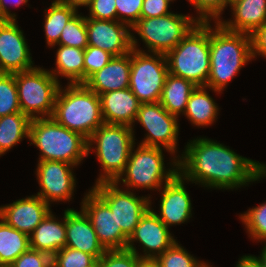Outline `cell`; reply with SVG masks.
Returning a JSON list of instances; mask_svg holds the SVG:
<instances>
[{"label":"cell","instance_id":"c3c4849f","mask_svg":"<svg viewBox=\"0 0 266 267\" xmlns=\"http://www.w3.org/2000/svg\"><path fill=\"white\" fill-rule=\"evenodd\" d=\"M259 259L262 261L264 267H266V243H265V247L262 250V254H260Z\"/></svg>","mask_w":266,"mask_h":267},{"label":"cell","instance_id":"4316f807","mask_svg":"<svg viewBox=\"0 0 266 267\" xmlns=\"http://www.w3.org/2000/svg\"><path fill=\"white\" fill-rule=\"evenodd\" d=\"M206 89V86H197L191 92L183 114L198 127L213 124L219 111L214 99Z\"/></svg>","mask_w":266,"mask_h":267},{"label":"cell","instance_id":"7dc6e473","mask_svg":"<svg viewBox=\"0 0 266 267\" xmlns=\"http://www.w3.org/2000/svg\"><path fill=\"white\" fill-rule=\"evenodd\" d=\"M138 267H161L156 258H140Z\"/></svg>","mask_w":266,"mask_h":267},{"label":"cell","instance_id":"1f68e13d","mask_svg":"<svg viewBox=\"0 0 266 267\" xmlns=\"http://www.w3.org/2000/svg\"><path fill=\"white\" fill-rule=\"evenodd\" d=\"M57 45L85 49L88 46L85 16L76 14L63 28Z\"/></svg>","mask_w":266,"mask_h":267},{"label":"cell","instance_id":"ba28073f","mask_svg":"<svg viewBox=\"0 0 266 267\" xmlns=\"http://www.w3.org/2000/svg\"><path fill=\"white\" fill-rule=\"evenodd\" d=\"M14 75L21 112L31 119L51 117L61 86L59 80L49 70L40 67Z\"/></svg>","mask_w":266,"mask_h":267},{"label":"cell","instance_id":"8d00e7d4","mask_svg":"<svg viewBox=\"0 0 266 267\" xmlns=\"http://www.w3.org/2000/svg\"><path fill=\"white\" fill-rule=\"evenodd\" d=\"M113 55L100 48L88 45L84 49V82L95 72L101 70Z\"/></svg>","mask_w":266,"mask_h":267},{"label":"cell","instance_id":"ac0fdd59","mask_svg":"<svg viewBox=\"0 0 266 267\" xmlns=\"http://www.w3.org/2000/svg\"><path fill=\"white\" fill-rule=\"evenodd\" d=\"M50 212V205L37 195L22 198L0 207L1 219L9 226L30 236Z\"/></svg>","mask_w":266,"mask_h":267},{"label":"cell","instance_id":"60d3db41","mask_svg":"<svg viewBox=\"0 0 266 267\" xmlns=\"http://www.w3.org/2000/svg\"><path fill=\"white\" fill-rule=\"evenodd\" d=\"M89 7L88 18L98 20H117V10L115 0H92Z\"/></svg>","mask_w":266,"mask_h":267},{"label":"cell","instance_id":"83f0119b","mask_svg":"<svg viewBox=\"0 0 266 267\" xmlns=\"http://www.w3.org/2000/svg\"><path fill=\"white\" fill-rule=\"evenodd\" d=\"M31 120L22 112L0 117V156L24 137L29 139Z\"/></svg>","mask_w":266,"mask_h":267},{"label":"cell","instance_id":"8992f818","mask_svg":"<svg viewBox=\"0 0 266 267\" xmlns=\"http://www.w3.org/2000/svg\"><path fill=\"white\" fill-rule=\"evenodd\" d=\"M104 173L96 181L115 182L124 172L135 144L133 126L102 124L88 139V155L93 144Z\"/></svg>","mask_w":266,"mask_h":267},{"label":"cell","instance_id":"f546056e","mask_svg":"<svg viewBox=\"0 0 266 267\" xmlns=\"http://www.w3.org/2000/svg\"><path fill=\"white\" fill-rule=\"evenodd\" d=\"M45 12L46 41L48 46L53 47L59 42L63 28L78 12L77 9L57 1H53Z\"/></svg>","mask_w":266,"mask_h":267},{"label":"cell","instance_id":"d4e9b609","mask_svg":"<svg viewBox=\"0 0 266 267\" xmlns=\"http://www.w3.org/2000/svg\"><path fill=\"white\" fill-rule=\"evenodd\" d=\"M197 86L182 77L167 74L160 104L170 114L178 117L184 114L191 92Z\"/></svg>","mask_w":266,"mask_h":267},{"label":"cell","instance_id":"5b68a950","mask_svg":"<svg viewBox=\"0 0 266 267\" xmlns=\"http://www.w3.org/2000/svg\"><path fill=\"white\" fill-rule=\"evenodd\" d=\"M165 57L170 74L196 86H206L210 71V24L198 22Z\"/></svg>","mask_w":266,"mask_h":267},{"label":"cell","instance_id":"836d02e7","mask_svg":"<svg viewBox=\"0 0 266 267\" xmlns=\"http://www.w3.org/2000/svg\"><path fill=\"white\" fill-rule=\"evenodd\" d=\"M240 219L251 238L266 242V202L241 214Z\"/></svg>","mask_w":266,"mask_h":267},{"label":"cell","instance_id":"3957f363","mask_svg":"<svg viewBox=\"0 0 266 267\" xmlns=\"http://www.w3.org/2000/svg\"><path fill=\"white\" fill-rule=\"evenodd\" d=\"M51 117L87 140L104 124L100 97L84 84H68L64 90L60 87Z\"/></svg>","mask_w":266,"mask_h":267},{"label":"cell","instance_id":"2e32d148","mask_svg":"<svg viewBox=\"0 0 266 267\" xmlns=\"http://www.w3.org/2000/svg\"><path fill=\"white\" fill-rule=\"evenodd\" d=\"M28 44L16 20L0 21V73L33 69Z\"/></svg>","mask_w":266,"mask_h":267},{"label":"cell","instance_id":"d6986e66","mask_svg":"<svg viewBox=\"0 0 266 267\" xmlns=\"http://www.w3.org/2000/svg\"><path fill=\"white\" fill-rule=\"evenodd\" d=\"M184 177L178 172L162 187L160 214L156 215L169 228L191 218L192 204L184 186Z\"/></svg>","mask_w":266,"mask_h":267},{"label":"cell","instance_id":"74e56055","mask_svg":"<svg viewBox=\"0 0 266 267\" xmlns=\"http://www.w3.org/2000/svg\"><path fill=\"white\" fill-rule=\"evenodd\" d=\"M199 11L198 22L210 23L211 18L215 19V23L221 21L220 14L226 7V0H188Z\"/></svg>","mask_w":266,"mask_h":267},{"label":"cell","instance_id":"f1b7e54d","mask_svg":"<svg viewBox=\"0 0 266 267\" xmlns=\"http://www.w3.org/2000/svg\"><path fill=\"white\" fill-rule=\"evenodd\" d=\"M0 220V264L11 265L30 248V240L27 234Z\"/></svg>","mask_w":266,"mask_h":267},{"label":"cell","instance_id":"4fadbf2b","mask_svg":"<svg viewBox=\"0 0 266 267\" xmlns=\"http://www.w3.org/2000/svg\"><path fill=\"white\" fill-rule=\"evenodd\" d=\"M81 210L89 218L96 236L106 250L126 249L129 237L117 227L115 214L91 189L81 202Z\"/></svg>","mask_w":266,"mask_h":267},{"label":"cell","instance_id":"d6a6232c","mask_svg":"<svg viewBox=\"0 0 266 267\" xmlns=\"http://www.w3.org/2000/svg\"><path fill=\"white\" fill-rule=\"evenodd\" d=\"M97 259L88 253L69 247L60 249L52 257L53 267H97Z\"/></svg>","mask_w":266,"mask_h":267},{"label":"cell","instance_id":"9a60e30c","mask_svg":"<svg viewBox=\"0 0 266 267\" xmlns=\"http://www.w3.org/2000/svg\"><path fill=\"white\" fill-rule=\"evenodd\" d=\"M141 243L144 255H139L134 242ZM176 239L171 236L168 227L158 218L156 212L150 207L141 217L134 232L129 236L126 249L134 252L140 258H156L166 251Z\"/></svg>","mask_w":266,"mask_h":267},{"label":"cell","instance_id":"e575fe53","mask_svg":"<svg viewBox=\"0 0 266 267\" xmlns=\"http://www.w3.org/2000/svg\"><path fill=\"white\" fill-rule=\"evenodd\" d=\"M161 267H197L201 261H197L184 247L176 241L162 254L156 257Z\"/></svg>","mask_w":266,"mask_h":267},{"label":"cell","instance_id":"7bdbcfd3","mask_svg":"<svg viewBox=\"0 0 266 267\" xmlns=\"http://www.w3.org/2000/svg\"><path fill=\"white\" fill-rule=\"evenodd\" d=\"M252 58L257 55L266 57V23L257 28L251 35ZM257 54V55H256Z\"/></svg>","mask_w":266,"mask_h":267},{"label":"cell","instance_id":"f6af8a7d","mask_svg":"<svg viewBox=\"0 0 266 267\" xmlns=\"http://www.w3.org/2000/svg\"><path fill=\"white\" fill-rule=\"evenodd\" d=\"M236 267H264V265L259 259V256L245 255L239 259Z\"/></svg>","mask_w":266,"mask_h":267},{"label":"cell","instance_id":"9c48e42d","mask_svg":"<svg viewBox=\"0 0 266 267\" xmlns=\"http://www.w3.org/2000/svg\"><path fill=\"white\" fill-rule=\"evenodd\" d=\"M131 70L129 89L141 103L160 102L168 66L165 54L137 49V39L131 35Z\"/></svg>","mask_w":266,"mask_h":267},{"label":"cell","instance_id":"5bb4252c","mask_svg":"<svg viewBox=\"0 0 266 267\" xmlns=\"http://www.w3.org/2000/svg\"><path fill=\"white\" fill-rule=\"evenodd\" d=\"M38 162L36 175L41 190L36 195L49 205L53 201L70 200L76 187L74 165L62 161Z\"/></svg>","mask_w":266,"mask_h":267},{"label":"cell","instance_id":"cb8c5ba5","mask_svg":"<svg viewBox=\"0 0 266 267\" xmlns=\"http://www.w3.org/2000/svg\"><path fill=\"white\" fill-rule=\"evenodd\" d=\"M231 9L235 18L219 22L226 30L251 35L266 23V0H241Z\"/></svg>","mask_w":266,"mask_h":267},{"label":"cell","instance_id":"7c38bea8","mask_svg":"<svg viewBox=\"0 0 266 267\" xmlns=\"http://www.w3.org/2000/svg\"><path fill=\"white\" fill-rule=\"evenodd\" d=\"M135 121L148 131L141 145L162 146L170 154H175L179 132L177 116L165 110L160 102L141 103Z\"/></svg>","mask_w":266,"mask_h":267},{"label":"cell","instance_id":"52a82bcc","mask_svg":"<svg viewBox=\"0 0 266 267\" xmlns=\"http://www.w3.org/2000/svg\"><path fill=\"white\" fill-rule=\"evenodd\" d=\"M134 146L131 148L124 172L115 183L119 185L122 180L123 184L127 186V190L129 187H135L157 189L160 192L162 185L169 182L179 172L178 160L174 157L173 169L167 171L164 166L162 147L139 144L137 150H134Z\"/></svg>","mask_w":266,"mask_h":267},{"label":"cell","instance_id":"b9f144b4","mask_svg":"<svg viewBox=\"0 0 266 267\" xmlns=\"http://www.w3.org/2000/svg\"><path fill=\"white\" fill-rule=\"evenodd\" d=\"M166 0H144L140 18H153L162 17L171 13L168 8L170 7Z\"/></svg>","mask_w":266,"mask_h":267},{"label":"cell","instance_id":"4dcf8cb0","mask_svg":"<svg viewBox=\"0 0 266 267\" xmlns=\"http://www.w3.org/2000/svg\"><path fill=\"white\" fill-rule=\"evenodd\" d=\"M21 112L14 73H0V117Z\"/></svg>","mask_w":266,"mask_h":267},{"label":"cell","instance_id":"681fc988","mask_svg":"<svg viewBox=\"0 0 266 267\" xmlns=\"http://www.w3.org/2000/svg\"><path fill=\"white\" fill-rule=\"evenodd\" d=\"M241 0H226V7L229 6L231 7L232 5H234L235 3L239 2Z\"/></svg>","mask_w":266,"mask_h":267},{"label":"cell","instance_id":"277c9868","mask_svg":"<svg viewBox=\"0 0 266 267\" xmlns=\"http://www.w3.org/2000/svg\"><path fill=\"white\" fill-rule=\"evenodd\" d=\"M29 140L41 151L39 161H62L78 166L88 156V140L52 117L33 118Z\"/></svg>","mask_w":266,"mask_h":267},{"label":"cell","instance_id":"f907efd6","mask_svg":"<svg viewBox=\"0 0 266 267\" xmlns=\"http://www.w3.org/2000/svg\"><path fill=\"white\" fill-rule=\"evenodd\" d=\"M197 267H210V266H208V264L205 262H200V264Z\"/></svg>","mask_w":266,"mask_h":267},{"label":"cell","instance_id":"f35d334b","mask_svg":"<svg viewBox=\"0 0 266 267\" xmlns=\"http://www.w3.org/2000/svg\"><path fill=\"white\" fill-rule=\"evenodd\" d=\"M143 1L144 0H115L117 21L131 28L140 19Z\"/></svg>","mask_w":266,"mask_h":267},{"label":"cell","instance_id":"7402d4cb","mask_svg":"<svg viewBox=\"0 0 266 267\" xmlns=\"http://www.w3.org/2000/svg\"><path fill=\"white\" fill-rule=\"evenodd\" d=\"M99 97L105 124L127 125L132 127L141 102L129 88L103 93Z\"/></svg>","mask_w":266,"mask_h":267},{"label":"cell","instance_id":"44dd1931","mask_svg":"<svg viewBox=\"0 0 266 267\" xmlns=\"http://www.w3.org/2000/svg\"><path fill=\"white\" fill-rule=\"evenodd\" d=\"M131 52L113 58L83 84L98 96L114 90L129 88Z\"/></svg>","mask_w":266,"mask_h":267},{"label":"cell","instance_id":"bcb514c9","mask_svg":"<svg viewBox=\"0 0 266 267\" xmlns=\"http://www.w3.org/2000/svg\"><path fill=\"white\" fill-rule=\"evenodd\" d=\"M61 4L68 5L75 9H78L79 6H88L92 0H55Z\"/></svg>","mask_w":266,"mask_h":267},{"label":"cell","instance_id":"d590c367","mask_svg":"<svg viewBox=\"0 0 266 267\" xmlns=\"http://www.w3.org/2000/svg\"><path fill=\"white\" fill-rule=\"evenodd\" d=\"M138 257L134 252L107 250L97 261V267H138Z\"/></svg>","mask_w":266,"mask_h":267},{"label":"cell","instance_id":"484cf974","mask_svg":"<svg viewBox=\"0 0 266 267\" xmlns=\"http://www.w3.org/2000/svg\"><path fill=\"white\" fill-rule=\"evenodd\" d=\"M56 68L49 71L57 80L58 75L70 80L69 84L84 83V49L58 45ZM58 74V75H57Z\"/></svg>","mask_w":266,"mask_h":267},{"label":"cell","instance_id":"816d5d0a","mask_svg":"<svg viewBox=\"0 0 266 267\" xmlns=\"http://www.w3.org/2000/svg\"><path fill=\"white\" fill-rule=\"evenodd\" d=\"M0 267H11V265L0 264Z\"/></svg>","mask_w":266,"mask_h":267},{"label":"cell","instance_id":"7a4b0ae2","mask_svg":"<svg viewBox=\"0 0 266 267\" xmlns=\"http://www.w3.org/2000/svg\"><path fill=\"white\" fill-rule=\"evenodd\" d=\"M214 30V31H213ZM252 58L251 37L210 25V71L206 87L221 92Z\"/></svg>","mask_w":266,"mask_h":267},{"label":"cell","instance_id":"8fae6325","mask_svg":"<svg viewBox=\"0 0 266 267\" xmlns=\"http://www.w3.org/2000/svg\"><path fill=\"white\" fill-rule=\"evenodd\" d=\"M92 190L109 206L115 214L117 227L129 237L140 222L141 217L151 207L149 197H137L135 193L120 189L115 182L95 184Z\"/></svg>","mask_w":266,"mask_h":267},{"label":"cell","instance_id":"ee69618b","mask_svg":"<svg viewBox=\"0 0 266 267\" xmlns=\"http://www.w3.org/2000/svg\"><path fill=\"white\" fill-rule=\"evenodd\" d=\"M7 2H12L13 4H15L16 7H18L19 5L22 4H26L28 2V0H0V21L1 20H16V14H12L9 9L7 8Z\"/></svg>","mask_w":266,"mask_h":267},{"label":"cell","instance_id":"e0dca14e","mask_svg":"<svg viewBox=\"0 0 266 267\" xmlns=\"http://www.w3.org/2000/svg\"><path fill=\"white\" fill-rule=\"evenodd\" d=\"M88 45L100 48L113 56L132 50L130 28L117 20H98L85 17Z\"/></svg>","mask_w":266,"mask_h":267},{"label":"cell","instance_id":"6da1fadb","mask_svg":"<svg viewBox=\"0 0 266 267\" xmlns=\"http://www.w3.org/2000/svg\"><path fill=\"white\" fill-rule=\"evenodd\" d=\"M178 171L187 181L210 188L234 189L266 177V165L239 156L208 138L187 143ZM183 159V160H182Z\"/></svg>","mask_w":266,"mask_h":267},{"label":"cell","instance_id":"ffe728a7","mask_svg":"<svg viewBox=\"0 0 266 267\" xmlns=\"http://www.w3.org/2000/svg\"><path fill=\"white\" fill-rule=\"evenodd\" d=\"M93 255L97 260L107 251L96 236L95 230L81 210L66 209V246Z\"/></svg>","mask_w":266,"mask_h":267},{"label":"cell","instance_id":"603a6c76","mask_svg":"<svg viewBox=\"0 0 266 267\" xmlns=\"http://www.w3.org/2000/svg\"><path fill=\"white\" fill-rule=\"evenodd\" d=\"M63 222L56 220L50 211L29 236L30 248L53 257L66 246V210Z\"/></svg>","mask_w":266,"mask_h":267},{"label":"cell","instance_id":"ab89813d","mask_svg":"<svg viewBox=\"0 0 266 267\" xmlns=\"http://www.w3.org/2000/svg\"><path fill=\"white\" fill-rule=\"evenodd\" d=\"M52 257L44 252L29 248L22 253L12 264L11 267H51Z\"/></svg>","mask_w":266,"mask_h":267},{"label":"cell","instance_id":"30bf717a","mask_svg":"<svg viewBox=\"0 0 266 267\" xmlns=\"http://www.w3.org/2000/svg\"><path fill=\"white\" fill-rule=\"evenodd\" d=\"M198 23L196 18L169 13L162 17L140 18L130 29L137 32L149 53L166 54Z\"/></svg>","mask_w":266,"mask_h":267}]
</instances>
